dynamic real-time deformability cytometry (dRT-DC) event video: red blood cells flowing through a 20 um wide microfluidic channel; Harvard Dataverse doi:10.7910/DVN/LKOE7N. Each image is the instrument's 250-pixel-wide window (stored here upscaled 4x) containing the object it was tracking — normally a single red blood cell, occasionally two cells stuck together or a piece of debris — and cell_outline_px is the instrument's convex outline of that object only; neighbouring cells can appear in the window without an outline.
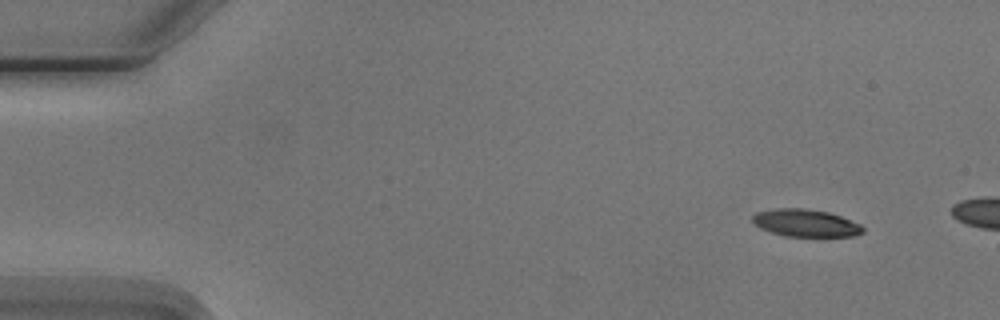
{"species": "Egyptian fruit bat (a non-hibernating species)", "species_latin": "Rousettus aegyptiacus", "temperature_condition": "cold", "stored_images_in_passage": 3, "camera_frame_rate_fps": 3000, "um_per_image_px": 0.085, "animal": {"sex": "male"}, "frame": {"image": 1, "passage_image": 1, "time_ms": 0.0, "image_size_px": [1000, 320], "cell_outline_px": [[864, 232], [856, 236], [784, 236], [760, 228], [752, 220], [752, 216], [756, 212], [776, 208], [808, 208], [828, 212], [840, 216], [860, 224], [864, 228]], "centroid_in_image_um": [68.49, 18.95], "position_along_channel_um": 16.5, "area_um2": 17.63}}